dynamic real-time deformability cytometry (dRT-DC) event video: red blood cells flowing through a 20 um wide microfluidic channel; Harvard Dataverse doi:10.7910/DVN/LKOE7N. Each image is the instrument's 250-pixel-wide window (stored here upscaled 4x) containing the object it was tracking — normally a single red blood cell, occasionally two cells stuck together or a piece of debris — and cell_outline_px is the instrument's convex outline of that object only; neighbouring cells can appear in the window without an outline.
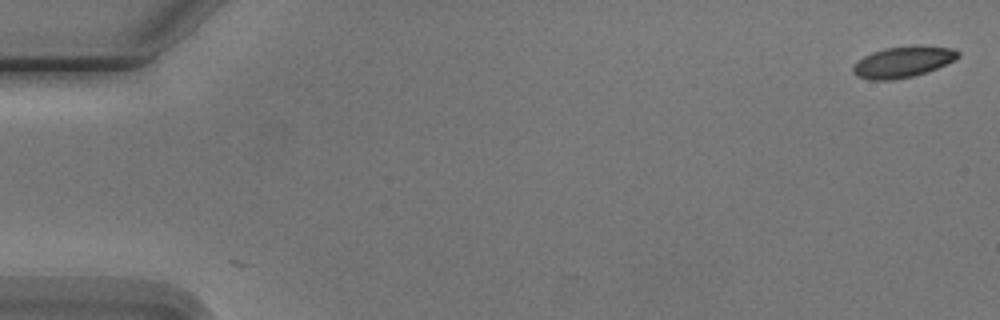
{"species": "Egyptian fruit bat (a non-hibernating species)", "species_latin": "Rousettus aegyptiacus", "temperature_condition": "cold", "stored_images_in_passage": 6, "camera_frame_rate_fps": 3000, "um_per_image_px": 0.085, "animal": {"sex": "male"}, "frame": {"image": 1, "passage_image": 1, "time_ms": 0.0, "image_size_px": [1000, 320], "cell_outline_px": [[960, 56], [928, 72], [912, 76], [892, 80], [868, 80], [856, 76], [852, 72], [852, 68], [864, 56], [872, 52], [884, 48], [916, 44], [920, 44], [952, 48], [960, 52]], "centroid_in_image_um": [76.75, 5.24], "position_along_channel_um": 8.3, "area_um2": 19.13}}